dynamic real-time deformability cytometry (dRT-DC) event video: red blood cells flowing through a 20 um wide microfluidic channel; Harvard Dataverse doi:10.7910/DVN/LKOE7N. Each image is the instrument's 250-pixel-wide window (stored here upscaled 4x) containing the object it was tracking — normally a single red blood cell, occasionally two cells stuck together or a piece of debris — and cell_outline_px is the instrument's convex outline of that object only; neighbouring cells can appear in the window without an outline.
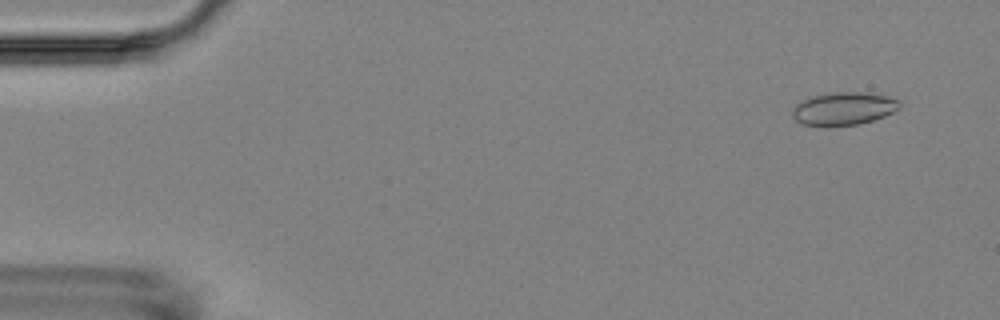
{"species": "Egyptian fruit bat (a non-hibernating species)", "species_latin": "Rousettus aegyptiacus", "temperature_condition": "room temperature", "stored_images_in_passage": 10, "camera_frame_rate_fps": 3000, "um_per_image_px": 0.085, "animal": {"sex": "female"}, "frame": {"image": 1, "passage_image": 2, "time_ms": 1.0, "image_size_px": [1000, 320], "cell_outline_px": [[900, 108], [884, 116], [872, 120], [856, 124], [828, 128], [824, 128], [804, 124], [796, 120], [792, 116], [792, 108], [796, 104], [808, 96], [832, 92], [868, 92], [900, 100]], "centroid_in_image_um": [71.65, 9.24], "position_along_channel_um": 13.3, "area_um2": 20.98}}
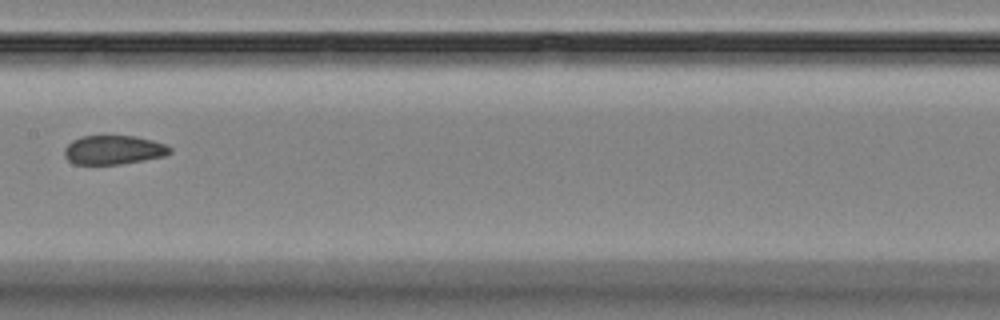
{"frame": {"image": 2, "passage_image": 9, "time_ms": 9.333, "image_size_px": [1000, 320], "cell_outline_px": [[172, 152], [164, 156], [144, 160], [120, 164], [72, 164], [64, 156], [64, 148], [72, 140], [80, 136], [136, 136], [152, 140], [164, 144], [172, 148]], "centroid_in_image_um": [9.63, 12.74], "position_along_channel_um": 197.8, "area_um2": 17.92}}
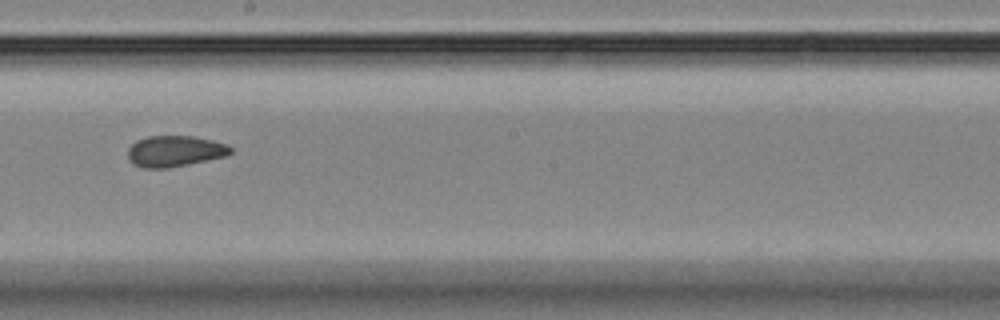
{"frame": {"image": 3, "passage_image": 10, "time_ms": 10.333, "image_size_px": [1000, 320], "cell_outline_px": [[232, 152], [228, 156], [168, 168], [144, 168], [132, 164], [128, 160], [128, 148], [136, 140], [148, 136], [192, 136], [212, 140], [228, 144], [232, 148]], "centroid_in_image_um": [14.86, 12.85], "position_along_channel_um": 233.3, "area_um2": 18.79}}